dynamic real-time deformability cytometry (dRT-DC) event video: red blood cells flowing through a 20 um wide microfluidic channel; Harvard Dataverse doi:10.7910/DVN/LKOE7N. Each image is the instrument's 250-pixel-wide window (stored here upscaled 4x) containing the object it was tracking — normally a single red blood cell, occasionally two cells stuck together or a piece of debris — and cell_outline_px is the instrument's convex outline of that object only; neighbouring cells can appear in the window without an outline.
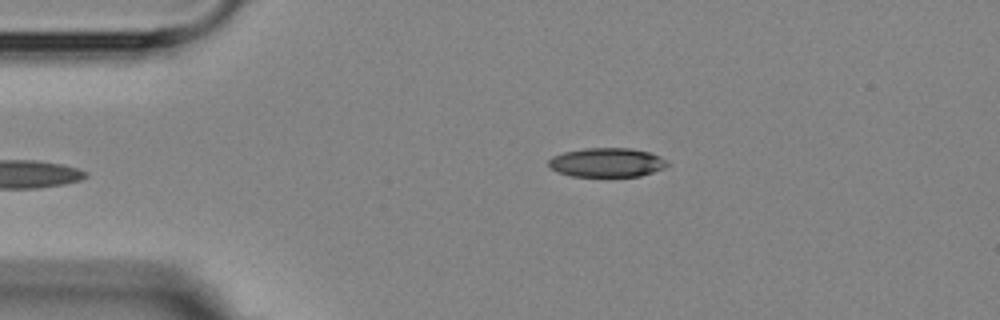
{"species": "Egyptian fruit bat (a non-hibernating species)", "species_latin": "Rousettus aegyptiacus", "temperature_condition": "room temperature", "stored_images_in_passage": 6, "camera_frame_rate_fps": 3000, "um_per_image_px": 0.085, "animal": {"sex": "female"}, "frame": {"image": 1, "passage_image": 6, "time_ms": 5.667, "image_size_px": [1000, 320], "cell_outline_px": [[668, 164], [664, 168], [640, 176], [572, 176], [556, 172], [548, 164], [548, 160], [552, 156], [564, 152], [584, 148], [632, 148], [648, 152], [660, 156]], "centroid_in_image_um": [51.55, 13.8], "position_along_channel_um": 33.4, "area_um2": 20.06}}